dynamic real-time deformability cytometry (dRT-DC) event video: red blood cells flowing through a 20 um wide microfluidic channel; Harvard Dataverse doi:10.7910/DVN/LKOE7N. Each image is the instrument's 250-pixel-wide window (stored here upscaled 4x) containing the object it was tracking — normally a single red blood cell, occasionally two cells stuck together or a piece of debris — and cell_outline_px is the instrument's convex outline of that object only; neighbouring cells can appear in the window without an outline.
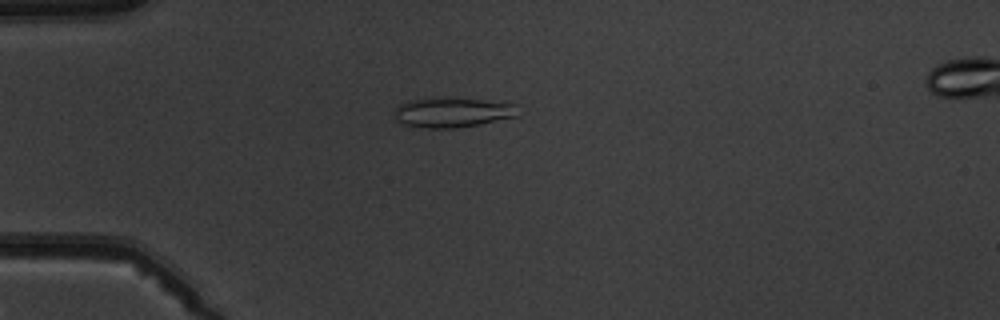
{"species": "common noctule bat (a hibernating species)", "species_latin": "Nyctalus noctula", "temperature_condition": "warm", "stored_images_in_passage": 4, "camera_frame_rate_fps": 3000, "um_per_image_px": 0.085, "animal": {"sex": "male", "body_mass_g": 19.5, "forearm_length_mm": 54.6}, "frame": {"image": 1, "passage_image": 3, "time_ms": 2.0, "image_size_px": [1000, 320], "cell_outline_px": [[520, 116], [480, 124], [456, 128], [424, 128], [404, 124], [396, 120], [396, 108], [400, 104], [408, 100], [480, 100], [516, 104]], "centroid_in_image_um": [38.52, 9.6], "position_along_channel_um": 46.5, "area_um2": 20.69}}